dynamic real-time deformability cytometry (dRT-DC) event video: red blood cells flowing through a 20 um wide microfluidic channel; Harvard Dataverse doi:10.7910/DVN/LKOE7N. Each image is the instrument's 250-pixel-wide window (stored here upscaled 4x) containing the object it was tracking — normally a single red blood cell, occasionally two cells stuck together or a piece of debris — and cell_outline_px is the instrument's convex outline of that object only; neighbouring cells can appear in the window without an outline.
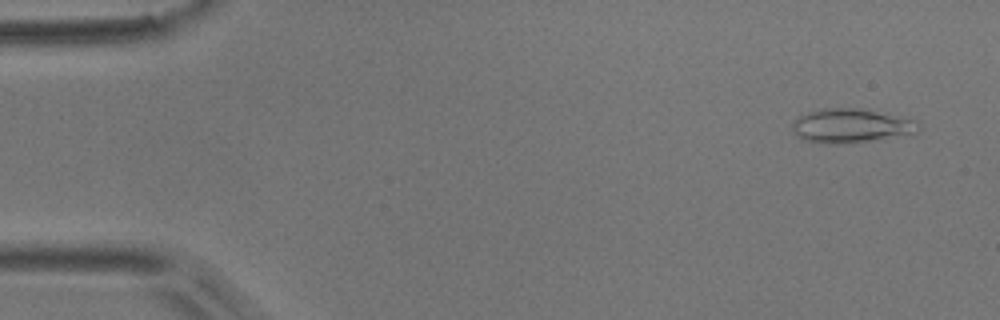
{"species": "common noctule bat (a hibernating species)", "species_latin": "Nyctalus noctula", "temperature_condition": "room temperature", "stored_images_in_passage": 4, "camera_frame_rate_fps": 3000, "um_per_image_px": 0.085, "animal": {"sex": "male", "body_mass_g": 17.9}, "frame": {"image": 1, "passage_image": 1, "time_ms": 0.0, "image_size_px": [1000, 320], "cell_outline_px": [[920, 128], [916, 132], [844, 144], [824, 144], [804, 140], [796, 136], [792, 132], [792, 120], [808, 112], [824, 108], [868, 108], [916, 120], [920, 124]], "centroid_in_image_um": [72.29, 10.67], "position_along_channel_um": 12.7, "area_um2": 25.2}}